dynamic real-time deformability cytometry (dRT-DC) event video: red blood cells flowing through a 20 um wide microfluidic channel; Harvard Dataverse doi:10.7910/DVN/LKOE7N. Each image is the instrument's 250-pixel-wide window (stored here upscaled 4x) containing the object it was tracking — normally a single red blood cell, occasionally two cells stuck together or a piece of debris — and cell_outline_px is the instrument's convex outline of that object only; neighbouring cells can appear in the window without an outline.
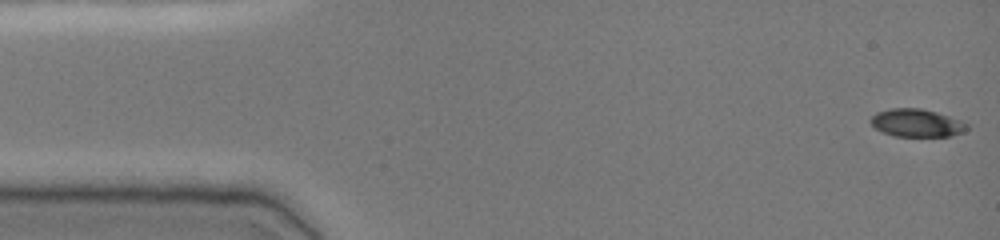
{"species": "common noctule bat (a hibernating species)", "species_latin": "Nyctalus noctula", "temperature_condition": "cold", "stored_images_in_passage": 49, "camera_frame_rate_fps": 3000, "um_per_image_px": 0.085, "animal": {"sex": "female", "body_mass_g": 19.0, "forearm_length_mm": 51.5}, "frame": {"image": 1, "passage_image": 1, "time_ms": 0.0, "image_size_px": [1000, 240], "cell_outline_px": [[968, 128], [964, 132], [952, 136], [892, 136], [876, 128], [868, 120], [876, 112], [892, 108], [920, 108], [936, 112], [960, 120], [968, 124]], "centroid_in_image_um": [77.91, 10.45], "position_along_channel_um": 7.1, "area_um2": 15.61}}
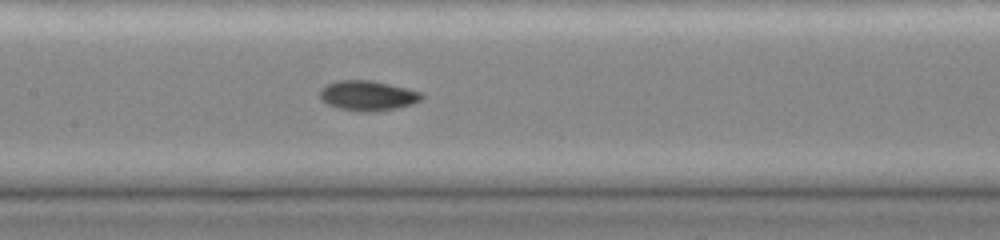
{"frame": {"image": 2, "passage_image": 23, "time_ms": 7.333, "image_size_px": [1000, 240], "cell_outline_px": [[424, 96], [420, 100], [412, 104], [396, 108], [372, 112], [364, 112], [340, 108], [328, 104], [320, 100], [320, 88], [328, 84], [340, 80], [372, 80], [420, 92]], "centroid_in_image_um": [31.23, 8.13], "position_along_channel_um": 176.2, "area_um2": 17.57}}
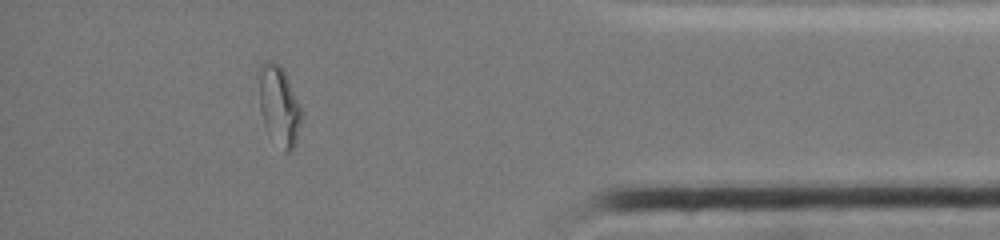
{"frame": {"image": 3, "passage_image": 43, "time_ms": 14.0, "image_size_px": [1000, 240], "cell_outline_px": [[304, 116], [296, 144], [292, 152], [284, 152], [268, 132], [264, 124], [260, 108], [256, 76], [256, 72], [260, 64], [268, 60], [272, 60], [280, 64], [284, 68], [304, 112]], "centroid_in_image_um": [23.73, 8.92], "position_along_channel_um": 411.5, "area_um2": 20.92}, "authors_computed_cell_mechanics": {"area_um2": 17.2822, "velocity_mm_per_s": 3.904, "shape_relaxation_time_tau1_ms": 11.037, "shape_relaxation_time_tau2_ms": 2.2254, "deformation_change_tau1": 0.2745, "deformation_change_tau2": 0.0556}}